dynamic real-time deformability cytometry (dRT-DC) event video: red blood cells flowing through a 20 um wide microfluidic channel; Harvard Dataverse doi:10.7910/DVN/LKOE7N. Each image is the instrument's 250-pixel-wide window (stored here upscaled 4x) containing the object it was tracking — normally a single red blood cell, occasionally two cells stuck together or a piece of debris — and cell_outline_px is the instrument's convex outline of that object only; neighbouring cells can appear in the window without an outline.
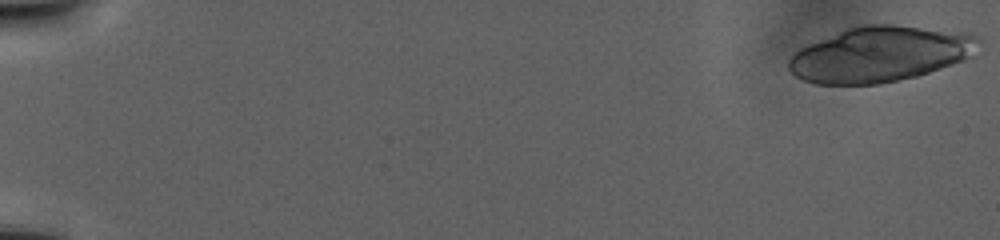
{"species": "human", "species_latin": "Homo sapiens", "temperature_condition": "warm", "stored_images_in_passage": 65, "camera_frame_rate_fps": 3000, "um_per_image_px": 0.085, "donor": {"sex": "male"}, "frame": {"image": 1, "passage_image": 1, "time_ms": 0.0, "image_size_px": [1000, 240], "cell_outline_px": [[984, 40], [964, 60], [916, 76], [876, 84], [816, 84], [804, 80], [796, 76], [788, 68], [788, 60], [800, 48], [808, 44], [844, 28], [864, 24], [892, 24], [972, 32], [980, 36]], "centroid_in_image_um": [74.84, 4.57], "position_along_channel_um": 10.2, "area_um2": 61.56}}
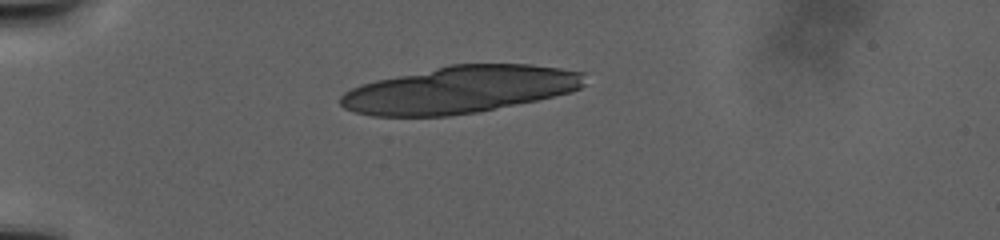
{"frame": {"image": 2, "passage_image": 51, "time_ms": 12.333, "image_size_px": [1000, 240], "cell_outline_px": [[584, 84], [580, 88], [572, 92], [536, 100], [480, 112], [448, 116], [372, 116], [356, 112], [344, 108], [340, 104], [340, 96], [344, 92], [360, 84], [376, 80], [452, 64], [532, 64], [560, 68], [584, 72]], "centroid_in_image_um": [39.1, 7.62], "position_along_channel_um": 45.9, "area_um2": 66.99}}